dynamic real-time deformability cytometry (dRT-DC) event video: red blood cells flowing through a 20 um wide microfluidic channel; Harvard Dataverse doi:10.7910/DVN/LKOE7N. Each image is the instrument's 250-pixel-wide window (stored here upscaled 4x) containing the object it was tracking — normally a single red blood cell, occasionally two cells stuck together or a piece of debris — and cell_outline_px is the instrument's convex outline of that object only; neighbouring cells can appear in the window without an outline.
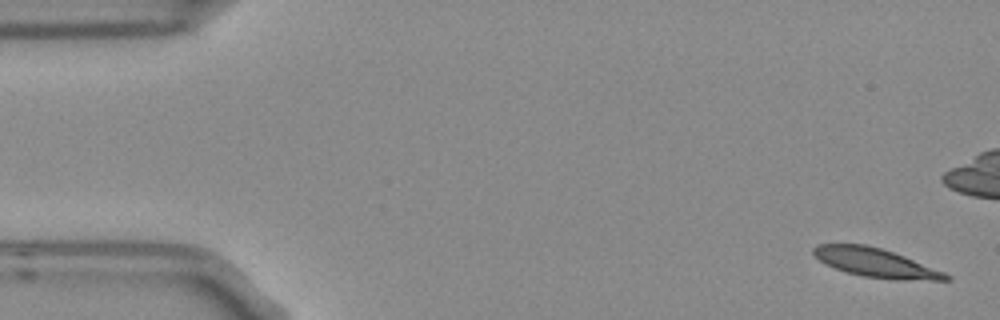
{"species": "Egyptian fruit bat (a non-hibernating species)", "species_latin": "Rousettus aegyptiacus", "temperature_condition": "room temperature", "stored_images_in_passage": 11, "camera_frame_rate_fps": 3000, "um_per_image_px": 0.085, "frame": {"image": 1, "passage_image": 1, "time_ms": 0.0, "image_size_px": [1000, 320], "cell_outline_px": [[952, 280], [896, 280], [864, 276], [848, 272], [824, 264], [812, 252], [812, 248], [816, 244], [864, 244], [880, 248], [904, 256], [944, 272], [952, 276]], "centroid_in_image_um": [74.43, 22.33], "position_along_channel_um": 10.6, "area_um2": 22.08}}
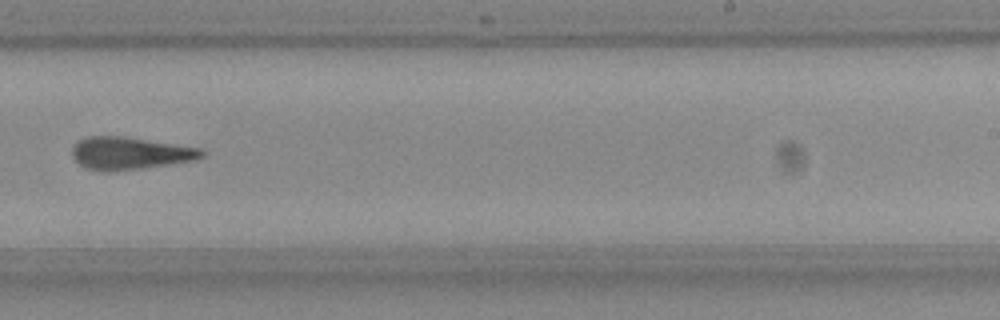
{"frame": {"image": 2, "passage_image": 11, "time_ms": 3.333, "image_size_px": [1000, 320], "cell_outline_px": [[204, 156], [192, 160], [164, 164], [132, 168], [88, 168], [80, 164], [72, 156], [72, 144], [76, 140], [88, 136], [124, 136], [200, 148], [204, 152]], "centroid_in_image_um": [11.0, 12.95], "position_along_channel_um": 278.0, "area_um2": 23.35}}